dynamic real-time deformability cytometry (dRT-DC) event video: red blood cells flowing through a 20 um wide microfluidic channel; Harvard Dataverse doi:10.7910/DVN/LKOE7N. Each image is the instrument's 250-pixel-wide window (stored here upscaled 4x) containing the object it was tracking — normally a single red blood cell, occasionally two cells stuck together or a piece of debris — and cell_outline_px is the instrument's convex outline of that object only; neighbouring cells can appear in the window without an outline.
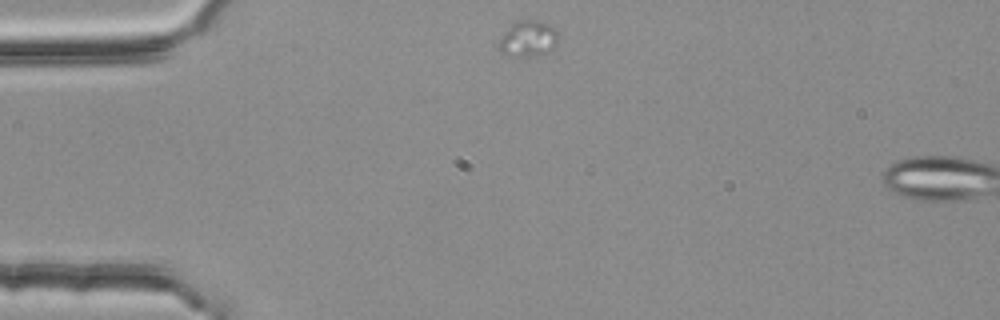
{"species": "common noctule bat (a hibernating species)", "species_latin": "Nyctalus noctula", "temperature_condition": "room temperature", "stored_images_in_passage": 3, "camera_frame_rate_fps": 3000, "um_per_image_px": 0.085, "animal": {"sex": "female", "body_mass_g": 25.1}, "frame": {"image": 1, "passage_image": 1, "time_ms": 0.0, "image_size_px": [1000, 320], "cell_outline_px": [[556, 44], [548, 52], [532, 56], [512, 56], [500, 52], [500, 40], [504, 32], [512, 24], [520, 20], [536, 20], [548, 24], [556, 28]], "centroid_in_image_um": [44.89, 3.28], "position_along_channel_um": 40.1, "area_um2": 12.14}}